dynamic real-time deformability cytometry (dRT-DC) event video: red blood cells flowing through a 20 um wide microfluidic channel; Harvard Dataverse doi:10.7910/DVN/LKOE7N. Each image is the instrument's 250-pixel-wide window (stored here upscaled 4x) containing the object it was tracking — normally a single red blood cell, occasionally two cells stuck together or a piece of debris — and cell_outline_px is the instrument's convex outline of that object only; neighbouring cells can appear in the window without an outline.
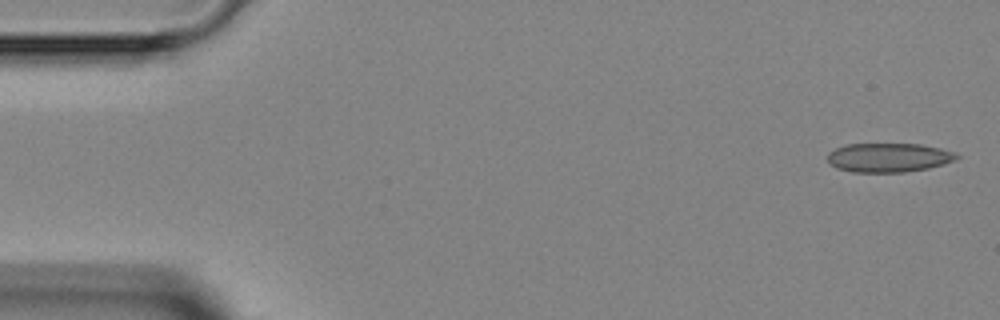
{"species": "Egyptian fruit bat (a non-hibernating species)", "species_latin": "Rousettus aegyptiacus", "temperature_condition": "room temperature", "stored_images_in_passage": 4, "camera_frame_rate_fps": 3000, "um_per_image_px": 0.085, "animal": {"sex": "female"}, "frame": {"image": 1, "passage_image": 1, "time_ms": 0.0, "image_size_px": [1000, 320], "cell_outline_px": [[960, 156], [956, 160], [944, 164], [928, 168], [904, 172], [852, 172], [836, 168], [828, 160], [828, 152], [836, 148], [848, 144], [920, 144], [940, 148], [956, 152]], "centroid_in_image_um": [75.57, 13.39], "position_along_channel_um": 9.4, "area_um2": 21.91}}
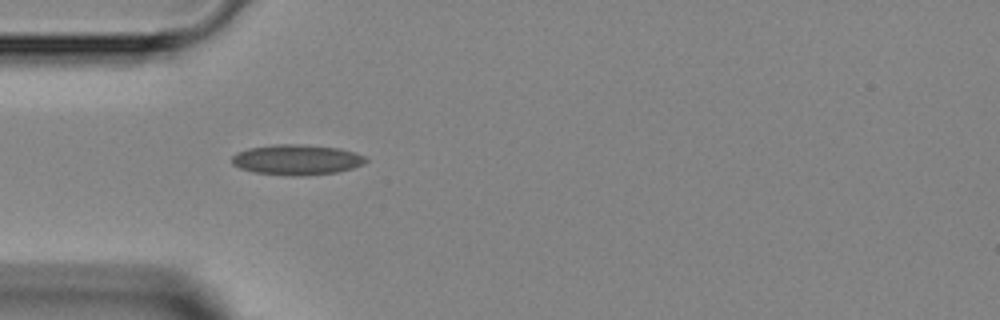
{"frame": {"image": 2, "passage_image": 4, "time_ms": 4.0, "image_size_px": [1000, 320], "cell_outline_px": [[368, 160], [364, 164], [352, 168], [336, 172], [304, 176], [288, 176], [252, 172], [240, 168], [232, 164], [232, 156], [236, 152], [248, 148], [276, 144], [300, 144], [340, 148], [364, 156]], "centroid_in_image_um": [25.19, 13.58], "position_along_channel_um": 59.8, "area_um2": 23.81}}